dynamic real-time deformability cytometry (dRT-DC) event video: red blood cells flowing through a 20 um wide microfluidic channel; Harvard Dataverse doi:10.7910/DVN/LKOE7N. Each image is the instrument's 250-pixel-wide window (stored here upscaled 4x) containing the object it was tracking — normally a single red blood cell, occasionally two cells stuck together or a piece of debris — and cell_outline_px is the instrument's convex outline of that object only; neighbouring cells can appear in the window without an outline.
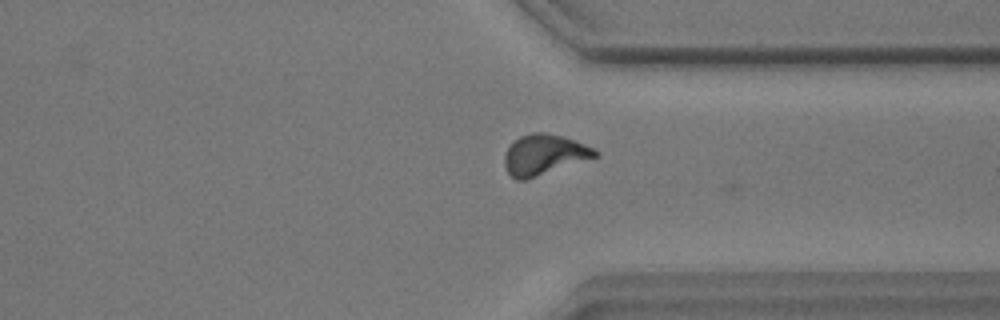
{"species": "common noctule bat (a hibernating species)", "species_latin": "Nyctalus noctula", "temperature_condition": "warm", "stored_images_in_passage": 44, "camera_frame_rate_fps": 3000, "um_per_image_px": 0.085, "animal": {"sex": "male", "body_mass_g": 17.9}, "frame": {"image": 1, "passage_image": 43, "time_ms": 14.0, "image_size_px": [1000, 320], "cell_outline_px": [[600, 156], [524, 180], [516, 180], [508, 172], [504, 164], [504, 156], [508, 148], [520, 136], [532, 132], [544, 132], [560, 136], [584, 144], [600, 152]], "centroid_in_image_um": [46.25, 13.15], "position_along_channel_um": 365.1, "area_um2": 21.04}, "authors_computed_cell_mechanics": {"area_um2": 20.5479, "velocity_mm_per_s": 3.4812, "shape_relaxation_time_tau1_ms": 4.6039, "shape_relaxation_time_tau2_ms": 1.9573, "deformation_change_tau1": 0.1568, "deformation_change_tau2": 0.084}}